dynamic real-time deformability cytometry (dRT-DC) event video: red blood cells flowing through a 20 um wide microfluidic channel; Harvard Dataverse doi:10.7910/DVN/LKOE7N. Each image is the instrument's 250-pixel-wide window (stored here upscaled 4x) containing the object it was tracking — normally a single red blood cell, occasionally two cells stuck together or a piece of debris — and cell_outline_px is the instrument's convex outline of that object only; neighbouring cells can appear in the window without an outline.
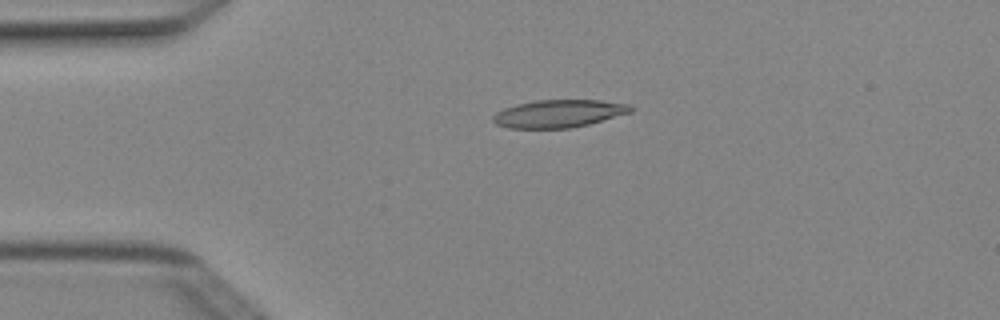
{"species": "Egyptian fruit bat (a non-hibernating species)", "species_latin": "Rousettus aegyptiacus", "temperature_condition": "cold", "stored_images_in_passage": 4, "camera_frame_rate_fps": 3000, "um_per_image_px": 0.085, "animal": {"sex": "female"}, "frame": {"image": 1, "passage_image": 3, "time_ms": 0.667, "image_size_px": [1000, 320], "cell_outline_px": [[636, 108], [632, 112], [588, 124], [572, 128], [508, 128], [496, 124], [492, 120], [492, 116], [496, 112], [504, 108], [516, 104], [536, 100], [600, 100], [632, 104]], "centroid_in_image_um": [47.52, 9.65], "position_along_channel_um": 37.5, "area_um2": 22.43}}